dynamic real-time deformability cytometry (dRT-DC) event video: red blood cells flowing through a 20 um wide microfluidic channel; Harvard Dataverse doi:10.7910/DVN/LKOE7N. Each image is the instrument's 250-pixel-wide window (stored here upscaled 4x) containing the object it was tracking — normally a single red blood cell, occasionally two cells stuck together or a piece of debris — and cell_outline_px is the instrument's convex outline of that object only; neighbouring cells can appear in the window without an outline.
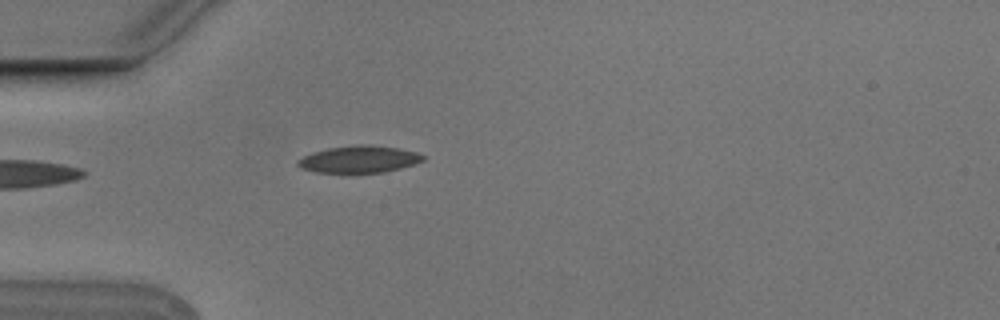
{"species": "Egyptian fruit bat (a non-hibernating species)", "species_latin": "Rousettus aegyptiacus", "temperature_condition": "cold", "stored_images_in_passage": 1, "camera_frame_rate_fps": 3000, "um_per_image_px": 0.085, "animal": {"sex": "male"}, "frame": {"image": 1, "passage_image": 1, "time_ms": 0.0, "image_size_px": [1000, 320], "cell_outline_px": [[424, 160], [400, 168], [384, 172], [316, 172], [300, 168], [296, 164], [296, 160], [312, 152], [328, 148], [360, 144], [396, 148], [416, 152], [424, 156]], "centroid_in_image_um": [30.47, 13.54], "position_along_channel_um": 54.5, "area_um2": 19.36}}